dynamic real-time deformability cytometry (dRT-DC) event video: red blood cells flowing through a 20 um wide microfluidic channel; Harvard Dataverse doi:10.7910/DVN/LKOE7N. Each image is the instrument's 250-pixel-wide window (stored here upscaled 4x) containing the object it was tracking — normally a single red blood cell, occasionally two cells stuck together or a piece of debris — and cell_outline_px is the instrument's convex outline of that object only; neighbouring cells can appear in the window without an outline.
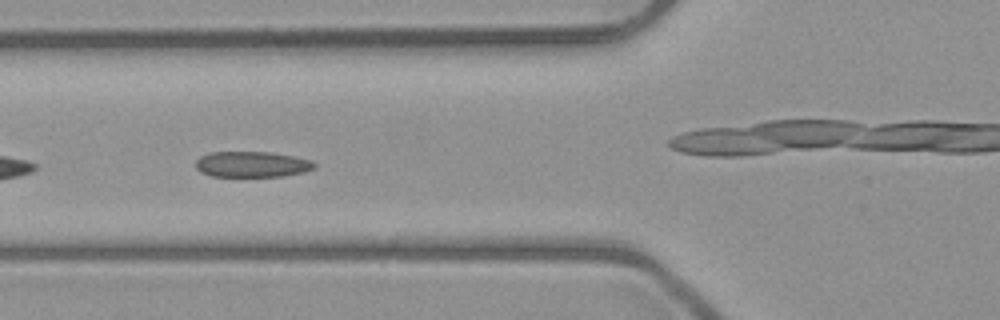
{"species": "common noctule bat (a hibernating species)", "species_latin": "Nyctalus noctula", "temperature_condition": "room temperature", "stored_images_in_passage": 9, "camera_frame_rate_fps": 3000, "um_per_image_px": 0.085, "animal": {"sex": "male", "body_mass_g": 23.1, "forearm_length_mm": 52.7}, "frame": {"image": 1, "passage_image": 6, "time_ms": 5.667, "image_size_px": [1000, 320], "cell_outline_px": [[316, 168], [304, 172], [284, 176], [212, 176], [200, 172], [196, 168], [196, 160], [200, 156], [208, 152], [272, 152], [296, 156], [312, 160], [316, 164]], "centroid_in_image_um": [21.45, 13.96], "position_along_channel_um": 104.4, "area_um2": 18.03}}